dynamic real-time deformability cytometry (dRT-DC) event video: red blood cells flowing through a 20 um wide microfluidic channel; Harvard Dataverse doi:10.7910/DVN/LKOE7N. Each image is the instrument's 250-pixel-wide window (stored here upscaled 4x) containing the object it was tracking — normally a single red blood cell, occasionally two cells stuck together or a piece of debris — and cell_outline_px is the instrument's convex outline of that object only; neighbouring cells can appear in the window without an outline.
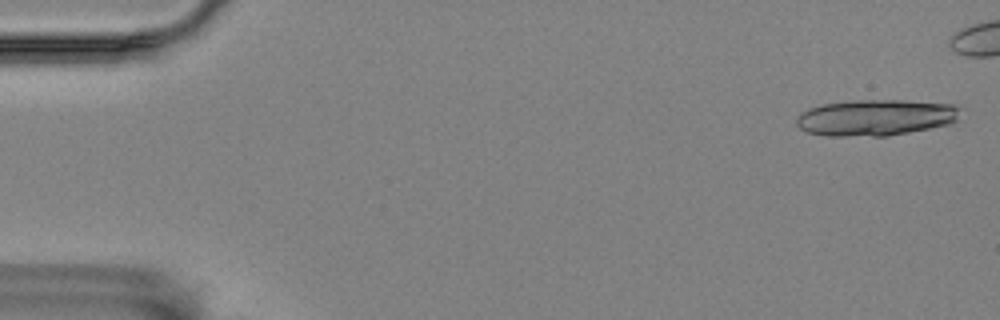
{"species": "Egyptian fruit bat (a non-hibernating species)", "species_latin": "Rousettus aegyptiacus", "temperature_condition": "room temperature", "stored_images_in_passage": 12, "camera_frame_rate_fps": 3000, "um_per_image_px": 0.085, "animal": {"sex": "female"}, "frame": {"image": 1, "passage_image": 2, "time_ms": 0.333, "image_size_px": [1000, 320], "cell_outline_px": [[964, 108], [956, 120], [948, 124], [888, 136], [828, 136], [808, 132], [800, 128], [796, 124], [796, 116], [800, 112], [808, 108], [820, 104], [852, 100], [904, 100], [956, 104]], "centroid_in_image_um": [74.43, 9.98], "position_along_channel_um": 10.6, "area_um2": 35.03}}